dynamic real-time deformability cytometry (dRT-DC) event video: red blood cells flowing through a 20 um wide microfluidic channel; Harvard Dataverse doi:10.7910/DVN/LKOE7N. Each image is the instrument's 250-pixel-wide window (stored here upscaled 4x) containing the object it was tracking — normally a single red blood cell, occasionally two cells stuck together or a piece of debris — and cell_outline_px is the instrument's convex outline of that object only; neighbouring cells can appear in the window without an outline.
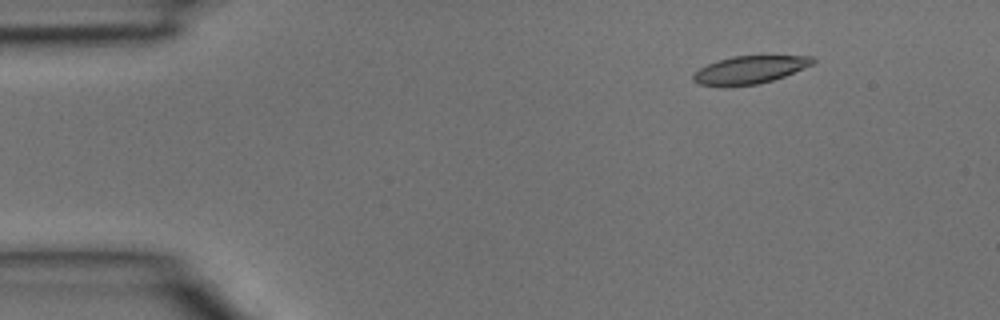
{"species": "common noctule bat (a hibernating species)", "species_latin": "Nyctalus noctula", "temperature_condition": "room temperature", "stored_images_in_passage": 36, "camera_frame_rate_fps": 3000, "um_per_image_px": 0.085, "animal": {"sex": "male", "body_mass_g": 15.6}, "frame": {"image": 1, "passage_image": 2, "time_ms": 0.333, "image_size_px": [1000, 320], "cell_outline_px": [[816, 60], [812, 64], [784, 76], [760, 84], [724, 88], [720, 88], [700, 84], [692, 80], [692, 76], [700, 68], [708, 64], [732, 56], [812, 56]], "centroid_in_image_um": [63.67, 5.97], "position_along_channel_um": 21.3, "area_um2": 19.48}}
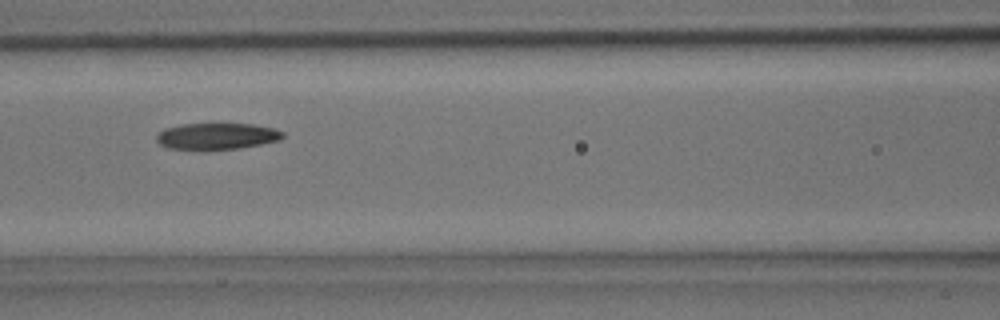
{"frame": {"image": 2, "passage_image": 14, "time_ms": 4.333, "image_size_px": [1000, 320], "cell_outline_px": [[284, 136], [280, 140], [240, 148], [204, 152], [168, 148], [160, 144], [156, 140], [156, 136], [164, 128], [180, 124], [252, 124], [276, 128], [284, 132]], "centroid_in_image_um": [18.41, 11.61], "position_along_channel_um": 148.2, "area_um2": 20.11}}
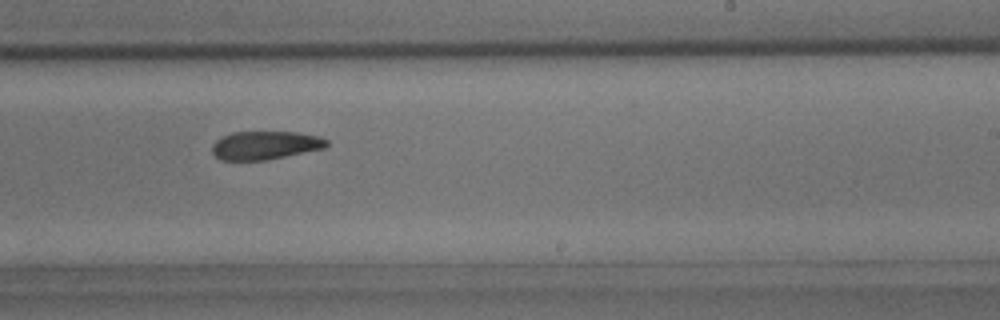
{"frame": {"image": 3, "passage_image": 21, "time_ms": 6.667, "image_size_px": [1000, 320], "cell_outline_px": [[328, 144], [324, 148], [268, 160], [220, 160], [212, 152], [212, 144], [220, 136], [232, 132], [296, 132], [320, 136], [328, 140]], "centroid_in_image_um": [22.52, 12.34], "position_along_channel_um": 266.5, "area_um2": 19.07}}